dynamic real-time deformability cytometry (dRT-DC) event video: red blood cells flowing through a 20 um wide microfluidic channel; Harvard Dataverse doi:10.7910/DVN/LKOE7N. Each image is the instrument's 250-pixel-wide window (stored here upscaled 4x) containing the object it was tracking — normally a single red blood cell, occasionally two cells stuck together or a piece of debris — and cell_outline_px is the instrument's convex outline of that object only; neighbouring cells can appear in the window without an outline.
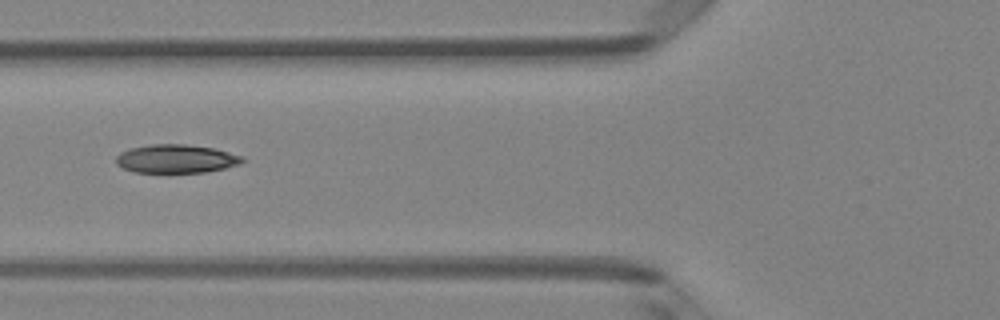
{"species": "Egyptian fruit bat (a non-hibernating species)", "species_latin": "Rousettus aegyptiacus", "temperature_condition": "room temperature", "stored_images_in_passage": 5, "camera_frame_rate_fps": 3000, "um_per_image_px": 0.085, "animal": {"sex": "female"}, "frame": {"image": 1, "passage_image": 5, "time_ms": 1.333, "image_size_px": [1000, 320], "cell_outline_px": [[248, 160], [240, 164], [208, 172], [132, 172], [116, 164], [116, 156], [120, 152], [132, 148], [152, 144], [184, 144], [212, 148], [244, 156]], "centroid_in_image_um": [15.0, 13.5], "position_along_channel_um": 110.8, "area_um2": 20.98}}